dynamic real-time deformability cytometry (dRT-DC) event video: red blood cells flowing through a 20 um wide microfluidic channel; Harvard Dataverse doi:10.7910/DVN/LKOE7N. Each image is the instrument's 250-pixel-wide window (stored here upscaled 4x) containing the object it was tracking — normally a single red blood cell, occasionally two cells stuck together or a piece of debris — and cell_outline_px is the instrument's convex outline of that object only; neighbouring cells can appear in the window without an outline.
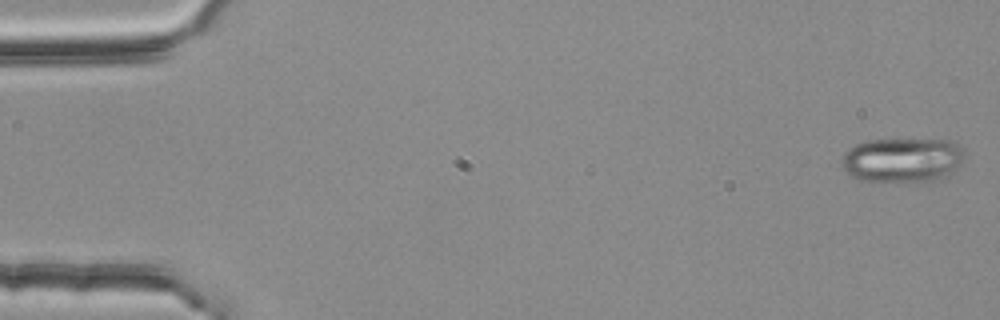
{"species": "common noctule bat (a hibernating species)", "species_latin": "Nyctalus noctula", "temperature_condition": "room temperature", "stored_images_in_passage": 54, "camera_frame_rate_fps": 3000, "um_per_image_px": 0.085, "animal": {"sex": "female", "body_mass_g": 25.1}, "frame": {"image": 1, "passage_image": 1, "time_ms": 0.0, "image_size_px": [1000, 320], "cell_outline_px": [[960, 160], [952, 172], [948, 176], [932, 184], [920, 184], [860, 180], [852, 176], [844, 168], [840, 160], [844, 152], [848, 148], [856, 144], [868, 140], [952, 140], [960, 144]], "centroid_in_image_um": [76.68, 13.65], "position_along_channel_um": 8.3, "area_um2": 32.48}}
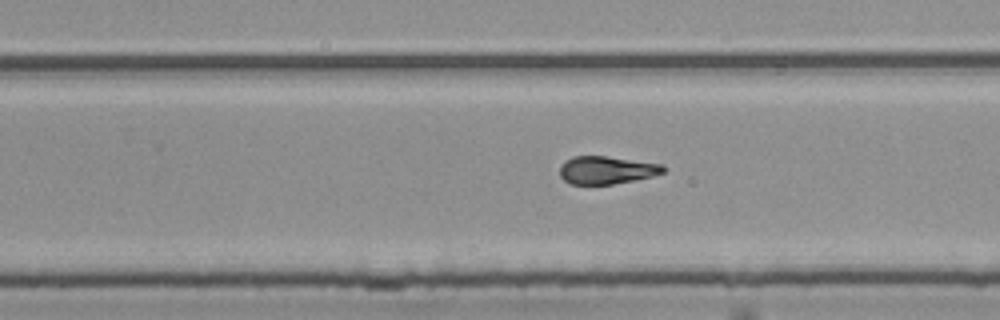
{"frame": {"image": 2, "passage_image": 34, "time_ms": 11.0, "image_size_px": [1000, 320], "cell_outline_px": [[668, 168], [664, 172], [652, 176], [612, 184], [568, 184], [560, 176], [560, 164], [564, 160], [572, 156], [604, 156], [664, 164]], "centroid_in_image_um": [51.54, 14.45], "position_along_channel_um": 278.3, "area_um2": 16.88}}
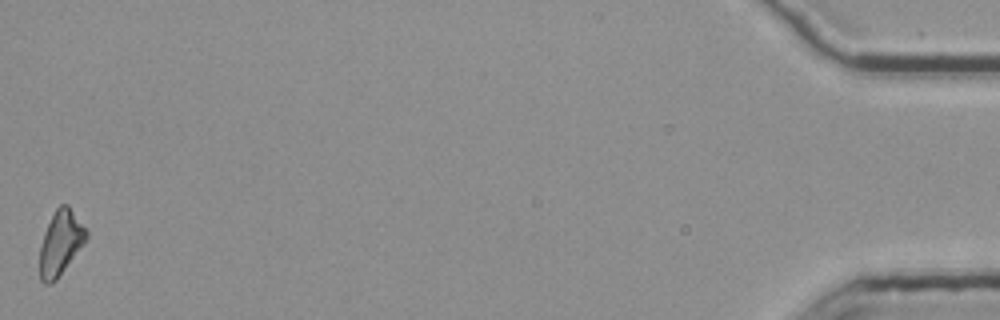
{"frame": {"image": 3, "passage_image": 54, "time_ms": 17.667, "image_size_px": [1000, 320], "cell_outline_px": [[88, 236], [84, 244], [56, 280], [48, 284], [44, 284], [40, 280], [40, 244], [44, 232], [56, 208], [60, 204], [68, 204], [88, 232]], "centroid_in_image_um": [5.14, 20.65], "position_along_channel_um": 430.1, "area_um2": 17.4}, "authors_computed_cell_mechanics": {"area_um2": 17.7446, "velocity_mm_per_s": 3.7731, "shape_relaxation_time_tau1_ms": 6.1167, "shape_relaxation_time_tau2_ms": 2.072, "deformation_change_tau1": 0.1829, "deformation_change_tau2": 0.0807}}